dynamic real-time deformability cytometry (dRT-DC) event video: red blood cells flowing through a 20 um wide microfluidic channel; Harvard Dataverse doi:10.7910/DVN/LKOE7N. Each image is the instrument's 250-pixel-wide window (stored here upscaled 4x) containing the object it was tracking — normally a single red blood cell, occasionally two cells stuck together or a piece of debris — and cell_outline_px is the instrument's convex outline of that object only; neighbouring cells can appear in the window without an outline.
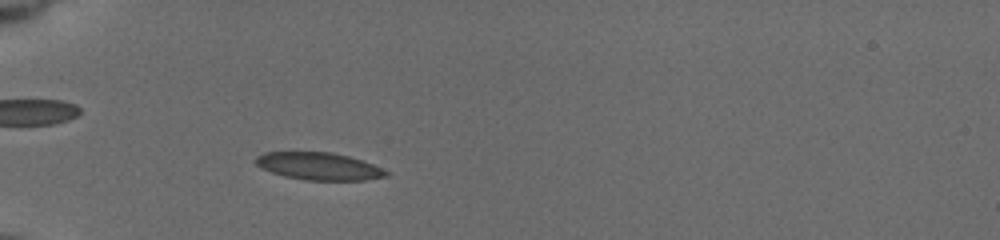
{"species": "common noctule bat (a hibernating species)", "species_latin": "Nyctalus noctula", "temperature_condition": "cold", "stored_images_in_passage": 47, "camera_frame_rate_fps": 3000, "um_per_image_px": 0.085, "animal": {"sex": "female", "body_mass_g": 19.5, "forearm_length_mm": 54.1}, "frame": {"image": 1, "passage_image": 10, "time_ms": 3.0, "image_size_px": [1000, 240], "cell_outline_px": [[388, 176], [364, 180], [308, 180], [284, 176], [260, 168], [256, 164], [256, 156], [264, 152], [332, 152], [348, 156], [372, 164], [388, 172]], "centroid_in_image_um": [27.07, 14.12], "position_along_channel_um": 57.9, "area_um2": 20.63}}
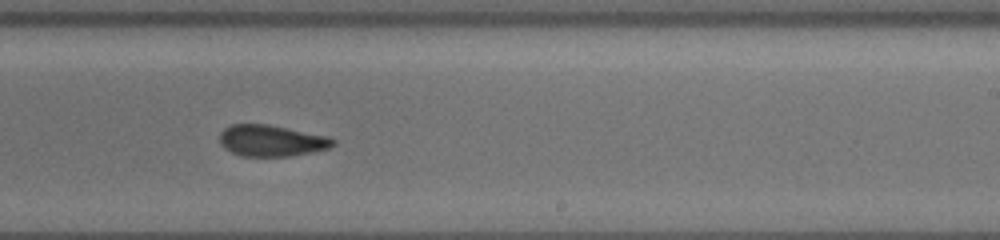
{"frame": {"image": 2, "passage_image": 28, "time_ms": 9.0, "image_size_px": [1000, 240], "cell_outline_px": [[336, 144], [328, 148], [312, 152], [292, 156], [240, 156], [224, 148], [220, 144], [220, 132], [224, 128], [232, 124], [268, 124], [328, 136], [336, 140]], "centroid_in_image_um": [23.07, 11.96], "position_along_channel_um": 265.9, "area_um2": 20.81}}
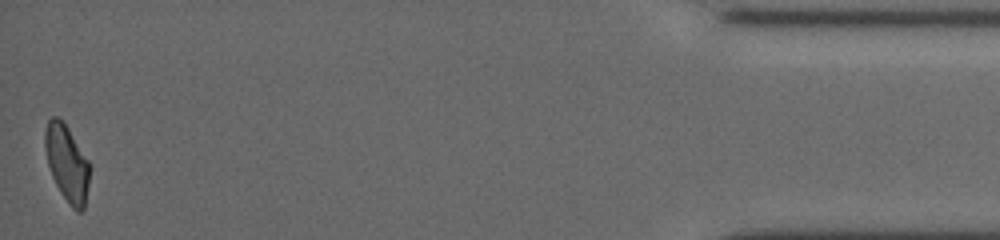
{"frame": {"image": 3, "passage_image": 47, "time_ms": 15.333, "image_size_px": [1000, 240], "cell_outline_px": [[88, 184], [84, 208], [80, 212], [76, 212], [68, 204], [60, 192], [52, 176], [48, 164], [44, 148], [44, 132], [48, 120], [52, 116], [56, 116], [68, 128], [88, 160]], "centroid_in_image_um": [5.66, 13.88], "position_along_channel_um": 429.5, "area_um2": 19.59}, "authors_computed_cell_mechanics": {"area_um2": 20.6346, "velocity_mm_per_s": 3.7525, "shape_relaxation_time_tau1_ms": 9.4315, "shape_relaxation_time_tau2_ms": 1.1672, "deformation_change_tau1": 0.1693, "deformation_change_tau2": 0.053}}